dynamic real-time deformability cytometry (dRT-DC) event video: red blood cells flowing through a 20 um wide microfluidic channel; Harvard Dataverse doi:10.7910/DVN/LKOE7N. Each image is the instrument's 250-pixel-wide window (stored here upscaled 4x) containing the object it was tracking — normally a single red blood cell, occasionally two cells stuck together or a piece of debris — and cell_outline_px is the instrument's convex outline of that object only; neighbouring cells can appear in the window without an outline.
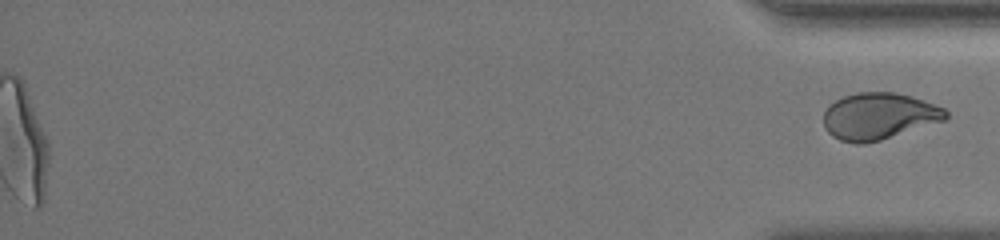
{"species": "human", "species_latin": "Homo sapiens", "temperature_condition": "room temperature", "stored_images_in_passage": 57, "segment_of_instrument_passage": [2, 2], "camera_frame_rate_fps": 3000, "um_per_image_px": 0.085, "donor": {"sex": "female"}, "frame": {"image": 1, "passage_image": 57, "time_ms": 18.667, "image_size_px": [1000, 240], "cell_outline_px": [[948, 116], [944, 120], [880, 140], [864, 144], [856, 144], [840, 140], [832, 136], [824, 128], [824, 112], [836, 100], [844, 96], [856, 92], [896, 92], [912, 96], [944, 108], [948, 112]], "centroid_in_image_um": [74.69, 9.87], "position_along_channel_um": 360.5, "area_um2": 33.06}}